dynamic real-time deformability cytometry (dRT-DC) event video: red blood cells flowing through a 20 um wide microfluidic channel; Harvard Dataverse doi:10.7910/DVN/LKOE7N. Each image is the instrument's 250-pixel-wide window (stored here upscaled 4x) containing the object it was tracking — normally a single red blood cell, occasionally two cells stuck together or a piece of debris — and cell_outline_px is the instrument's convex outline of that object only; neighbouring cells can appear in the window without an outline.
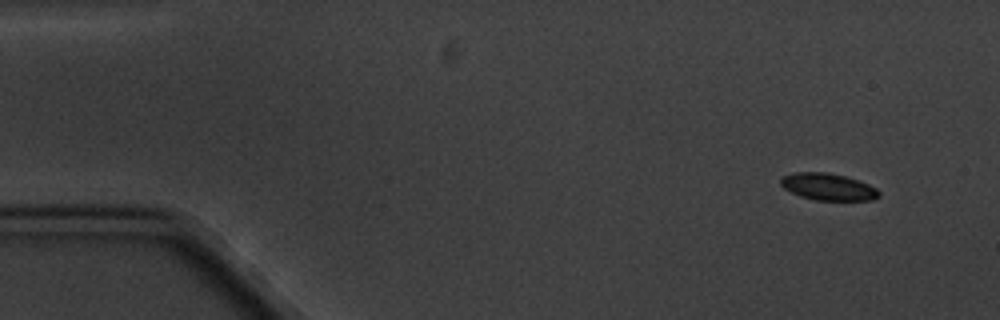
{"species": "common noctule bat (a hibernating species)", "species_latin": "Nyctalus noctula", "temperature_condition": "cold", "stored_images_in_passage": 7, "camera_frame_rate_fps": 3000, "um_per_image_px": 0.085, "animal": {"sex": "male", "body_mass_g": 20.1, "forearm_length_mm": 53.5}, "frame": {"image": 1, "passage_image": 1, "time_ms": 0.0, "image_size_px": [1000, 320], "cell_outline_px": [[880, 196], [872, 200], [816, 200], [800, 196], [784, 188], [780, 184], [780, 180], [784, 176], [796, 172], [824, 172], [844, 176], [868, 184], [876, 188], [880, 192]], "centroid_in_image_um": [70.39, 15.88], "position_along_channel_um": 14.6, "area_um2": 15.2}}
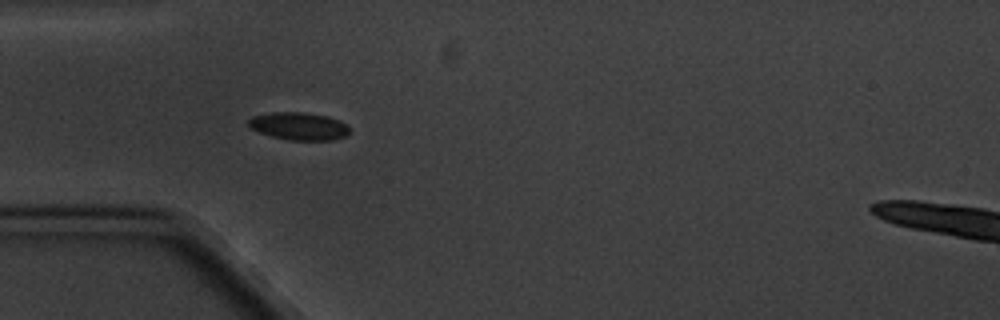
{"frame": {"image": 2, "passage_image": 4, "time_ms": 4.333, "image_size_px": [1000, 320], "cell_outline_px": [[348, 132], [344, 136], [332, 140], [288, 140], [272, 136], [260, 132], [252, 128], [248, 124], [248, 120], [252, 116], [272, 112], [304, 112], [328, 116], [348, 124]], "centroid_in_image_um": [25.4, 10.71], "position_along_channel_um": 59.6, "area_um2": 16.18}}